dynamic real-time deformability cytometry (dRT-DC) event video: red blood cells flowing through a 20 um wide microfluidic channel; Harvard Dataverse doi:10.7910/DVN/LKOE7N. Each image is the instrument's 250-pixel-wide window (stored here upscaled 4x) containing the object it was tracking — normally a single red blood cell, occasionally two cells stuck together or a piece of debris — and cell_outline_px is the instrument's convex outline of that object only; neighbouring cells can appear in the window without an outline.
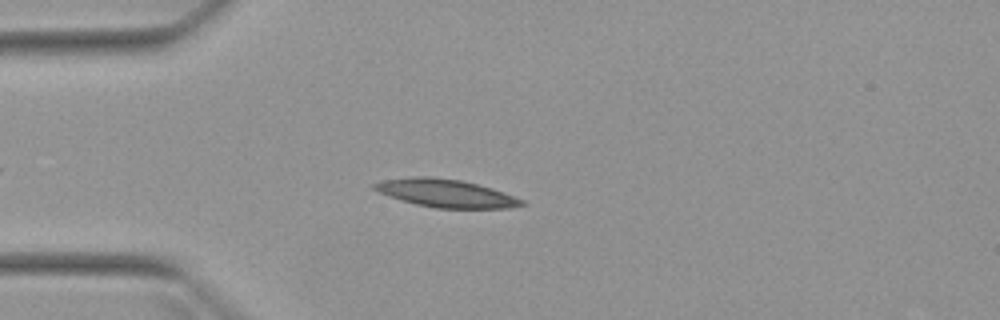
{"species": "Egyptian fruit bat (a non-hibernating species)", "species_latin": "Rousettus aegyptiacus", "temperature_condition": "warm", "stored_images_in_passage": 3, "camera_frame_rate_fps": 3000, "um_per_image_px": 0.085, "animal": {"sex": "female"}, "frame": {"image": 1, "passage_image": 3, "time_ms": 3.333, "image_size_px": [1000, 320], "cell_outline_px": [[528, 204], [508, 208], [436, 208], [416, 204], [380, 192], [372, 188], [372, 184], [384, 180], [416, 176], [424, 176], [460, 180], [492, 188], [504, 192], [524, 200]], "centroid_in_image_um": [37.95, 16.43], "position_along_channel_um": 47.0, "area_um2": 23.64}}